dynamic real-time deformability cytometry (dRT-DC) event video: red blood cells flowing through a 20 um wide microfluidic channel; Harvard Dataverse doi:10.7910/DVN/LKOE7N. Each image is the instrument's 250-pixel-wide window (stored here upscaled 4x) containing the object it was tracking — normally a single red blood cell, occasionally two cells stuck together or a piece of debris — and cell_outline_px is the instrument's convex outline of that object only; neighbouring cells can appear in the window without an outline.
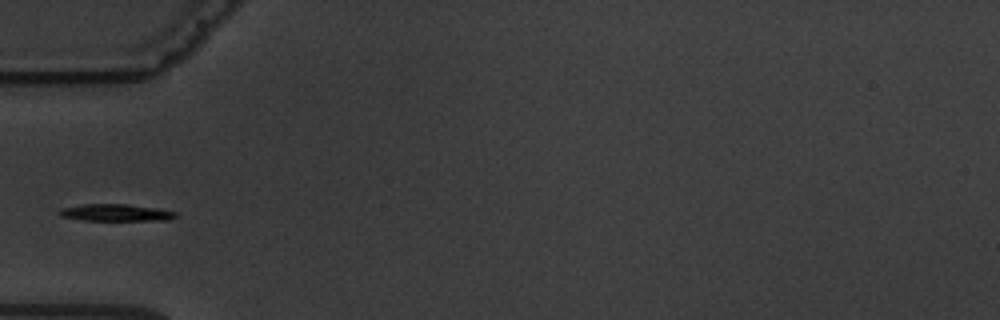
{"species": "common noctule bat (a hibernating species)", "species_latin": "Nyctalus noctula", "temperature_condition": "warm", "stored_images_in_passage": 3, "camera_frame_rate_fps": 3000, "um_per_image_px": 0.085, "animal": {"sex": "male", "body_mass_g": 19.5, "forearm_length_mm": 54.6}, "frame": {"image": 1, "passage_image": 3, "time_ms": 2.667, "image_size_px": [1000, 320], "cell_outline_px": [[176, 216], [168, 220], [84, 220], [60, 216], [56, 212], [60, 208], [84, 204], [128, 204], [156, 208], [176, 212]], "centroid_in_image_um": [9.79, 18.07], "position_along_channel_um": 75.2, "area_um2": 11.44}}